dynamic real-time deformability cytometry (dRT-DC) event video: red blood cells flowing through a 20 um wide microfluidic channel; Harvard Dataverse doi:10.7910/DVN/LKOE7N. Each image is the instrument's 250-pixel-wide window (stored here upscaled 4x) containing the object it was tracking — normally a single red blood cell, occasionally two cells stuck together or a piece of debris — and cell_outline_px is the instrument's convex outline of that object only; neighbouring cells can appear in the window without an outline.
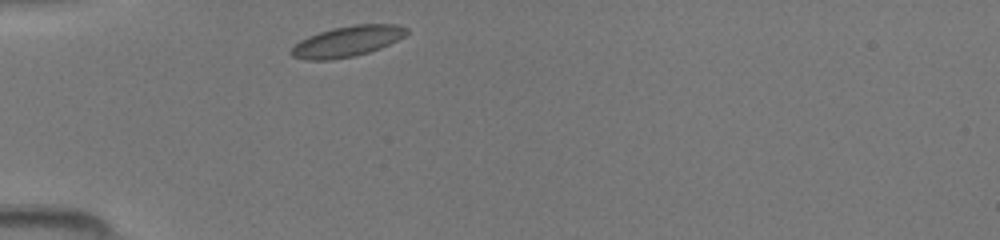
{"species": "common noctule bat (a hibernating species)", "species_latin": "Nyctalus noctula", "temperature_condition": "room temperature", "stored_images_in_passage": 34, "camera_frame_rate_fps": 3000, "um_per_image_px": 0.085, "animal": {"sex": "female", "body_mass_g": 19.5, "forearm_length_mm": 54.1}, "frame": {"image": 1, "passage_image": 1, "time_ms": 0.0, "image_size_px": [1000, 240], "cell_outline_px": [[408, 32], [404, 36], [380, 48], [356, 56], [332, 60], [308, 60], [292, 56], [288, 52], [300, 40], [308, 36], [332, 28], [352, 24], [396, 24], [408, 28]], "centroid_in_image_um": [29.5, 3.51], "position_along_channel_um": 55.5, "area_um2": 20.63}}
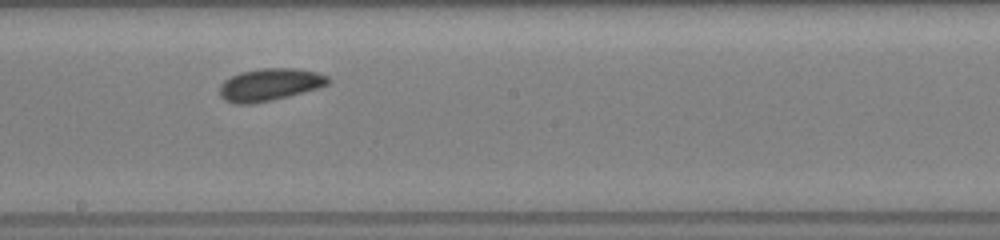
{"frame": {"image": 2, "passage_image": 14, "time_ms": 4.333, "image_size_px": [1000, 240], "cell_outline_px": [[332, 80], [328, 84], [320, 88], [272, 100], [252, 104], [232, 104], [224, 100], [220, 96], [220, 84], [224, 80], [240, 72], [260, 68], [292, 68], [316, 72], [328, 76]], "centroid_in_image_um": [22.92, 7.2], "position_along_channel_um": 225.3, "area_um2": 20.63}}
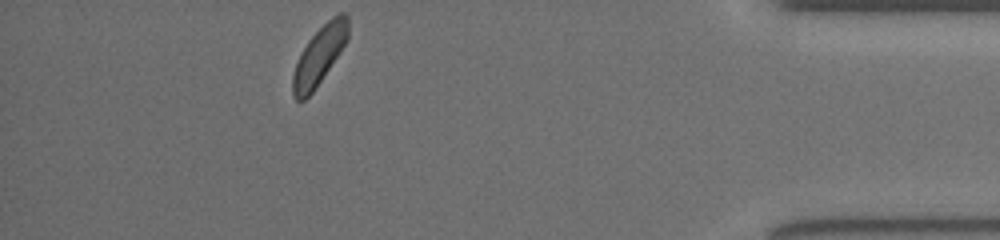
{"frame": {"image": 3, "passage_image": 30, "time_ms": 9.667, "image_size_px": [1000, 240], "cell_outline_px": [[348, 40], [316, 88], [304, 100], [296, 100], [292, 96], [292, 76], [300, 52], [308, 40], [336, 12], [344, 12], [348, 16]], "centroid_in_image_um": [27.14, 4.71], "position_along_channel_um": 408.1, "area_um2": 18.84}}